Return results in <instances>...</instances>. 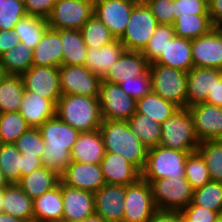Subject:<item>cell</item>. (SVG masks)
I'll use <instances>...</instances> for the list:
<instances>
[{
  "label": "cell",
  "instance_id": "cell-20",
  "mask_svg": "<svg viewBox=\"0 0 222 222\" xmlns=\"http://www.w3.org/2000/svg\"><path fill=\"white\" fill-rule=\"evenodd\" d=\"M222 78V70L193 67L188 72L187 107L206 102L212 95L216 82Z\"/></svg>",
  "mask_w": 222,
  "mask_h": 222
},
{
  "label": "cell",
  "instance_id": "cell-32",
  "mask_svg": "<svg viewBox=\"0 0 222 222\" xmlns=\"http://www.w3.org/2000/svg\"><path fill=\"white\" fill-rule=\"evenodd\" d=\"M63 65L85 66L87 45L80 30H60Z\"/></svg>",
  "mask_w": 222,
  "mask_h": 222
},
{
  "label": "cell",
  "instance_id": "cell-10",
  "mask_svg": "<svg viewBox=\"0 0 222 222\" xmlns=\"http://www.w3.org/2000/svg\"><path fill=\"white\" fill-rule=\"evenodd\" d=\"M123 222H147L157 211L150 183L140 177L125 186Z\"/></svg>",
  "mask_w": 222,
  "mask_h": 222
},
{
  "label": "cell",
  "instance_id": "cell-33",
  "mask_svg": "<svg viewBox=\"0 0 222 222\" xmlns=\"http://www.w3.org/2000/svg\"><path fill=\"white\" fill-rule=\"evenodd\" d=\"M24 91L21 75L6 74L0 82V113L19 111Z\"/></svg>",
  "mask_w": 222,
  "mask_h": 222
},
{
  "label": "cell",
  "instance_id": "cell-37",
  "mask_svg": "<svg viewBox=\"0 0 222 222\" xmlns=\"http://www.w3.org/2000/svg\"><path fill=\"white\" fill-rule=\"evenodd\" d=\"M5 74L22 75L33 65V49L19 43L0 57Z\"/></svg>",
  "mask_w": 222,
  "mask_h": 222
},
{
  "label": "cell",
  "instance_id": "cell-18",
  "mask_svg": "<svg viewBox=\"0 0 222 222\" xmlns=\"http://www.w3.org/2000/svg\"><path fill=\"white\" fill-rule=\"evenodd\" d=\"M62 222H79L95 213L94 193L69 187L61 182Z\"/></svg>",
  "mask_w": 222,
  "mask_h": 222
},
{
  "label": "cell",
  "instance_id": "cell-56",
  "mask_svg": "<svg viewBox=\"0 0 222 222\" xmlns=\"http://www.w3.org/2000/svg\"><path fill=\"white\" fill-rule=\"evenodd\" d=\"M206 102L222 107V78L216 82L212 95H208Z\"/></svg>",
  "mask_w": 222,
  "mask_h": 222
},
{
  "label": "cell",
  "instance_id": "cell-60",
  "mask_svg": "<svg viewBox=\"0 0 222 222\" xmlns=\"http://www.w3.org/2000/svg\"><path fill=\"white\" fill-rule=\"evenodd\" d=\"M3 196H4V188H1L0 189V213L2 212V209H3Z\"/></svg>",
  "mask_w": 222,
  "mask_h": 222
},
{
  "label": "cell",
  "instance_id": "cell-13",
  "mask_svg": "<svg viewBox=\"0 0 222 222\" xmlns=\"http://www.w3.org/2000/svg\"><path fill=\"white\" fill-rule=\"evenodd\" d=\"M21 76L25 91L57 104L62 95L58 67L32 65Z\"/></svg>",
  "mask_w": 222,
  "mask_h": 222
},
{
  "label": "cell",
  "instance_id": "cell-43",
  "mask_svg": "<svg viewBox=\"0 0 222 222\" xmlns=\"http://www.w3.org/2000/svg\"><path fill=\"white\" fill-rule=\"evenodd\" d=\"M184 173L186 180L191 184L193 190L201 188L211 181L205 160L198 151L188 154Z\"/></svg>",
  "mask_w": 222,
  "mask_h": 222
},
{
  "label": "cell",
  "instance_id": "cell-36",
  "mask_svg": "<svg viewBox=\"0 0 222 222\" xmlns=\"http://www.w3.org/2000/svg\"><path fill=\"white\" fill-rule=\"evenodd\" d=\"M49 28L47 19L26 14L14 27L20 43L34 49Z\"/></svg>",
  "mask_w": 222,
  "mask_h": 222
},
{
  "label": "cell",
  "instance_id": "cell-14",
  "mask_svg": "<svg viewBox=\"0 0 222 222\" xmlns=\"http://www.w3.org/2000/svg\"><path fill=\"white\" fill-rule=\"evenodd\" d=\"M136 2L132 0H94L95 15L115 38H120Z\"/></svg>",
  "mask_w": 222,
  "mask_h": 222
},
{
  "label": "cell",
  "instance_id": "cell-62",
  "mask_svg": "<svg viewBox=\"0 0 222 222\" xmlns=\"http://www.w3.org/2000/svg\"><path fill=\"white\" fill-rule=\"evenodd\" d=\"M214 222H222V215H219V217Z\"/></svg>",
  "mask_w": 222,
  "mask_h": 222
},
{
  "label": "cell",
  "instance_id": "cell-6",
  "mask_svg": "<svg viewBox=\"0 0 222 222\" xmlns=\"http://www.w3.org/2000/svg\"><path fill=\"white\" fill-rule=\"evenodd\" d=\"M188 154L161 145L149 148L141 177L145 180L185 177L184 169Z\"/></svg>",
  "mask_w": 222,
  "mask_h": 222
},
{
  "label": "cell",
  "instance_id": "cell-64",
  "mask_svg": "<svg viewBox=\"0 0 222 222\" xmlns=\"http://www.w3.org/2000/svg\"><path fill=\"white\" fill-rule=\"evenodd\" d=\"M5 0H0V8L4 4Z\"/></svg>",
  "mask_w": 222,
  "mask_h": 222
},
{
  "label": "cell",
  "instance_id": "cell-26",
  "mask_svg": "<svg viewBox=\"0 0 222 222\" xmlns=\"http://www.w3.org/2000/svg\"><path fill=\"white\" fill-rule=\"evenodd\" d=\"M105 152L103 139L99 130L80 132L77 141L73 145L71 159L74 162L100 164Z\"/></svg>",
  "mask_w": 222,
  "mask_h": 222
},
{
  "label": "cell",
  "instance_id": "cell-3",
  "mask_svg": "<svg viewBox=\"0 0 222 222\" xmlns=\"http://www.w3.org/2000/svg\"><path fill=\"white\" fill-rule=\"evenodd\" d=\"M56 116L79 132L99 130L103 120L99 99L80 95H61Z\"/></svg>",
  "mask_w": 222,
  "mask_h": 222
},
{
  "label": "cell",
  "instance_id": "cell-42",
  "mask_svg": "<svg viewBox=\"0 0 222 222\" xmlns=\"http://www.w3.org/2000/svg\"><path fill=\"white\" fill-rule=\"evenodd\" d=\"M80 31L87 48L99 49L115 39L110 30L95 15L91 16Z\"/></svg>",
  "mask_w": 222,
  "mask_h": 222
},
{
  "label": "cell",
  "instance_id": "cell-59",
  "mask_svg": "<svg viewBox=\"0 0 222 222\" xmlns=\"http://www.w3.org/2000/svg\"><path fill=\"white\" fill-rule=\"evenodd\" d=\"M9 181L6 179L4 174L0 171V189L6 188L9 185Z\"/></svg>",
  "mask_w": 222,
  "mask_h": 222
},
{
  "label": "cell",
  "instance_id": "cell-28",
  "mask_svg": "<svg viewBox=\"0 0 222 222\" xmlns=\"http://www.w3.org/2000/svg\"><path fill=\"white\" fill-rule=\"evenodd\" d=\"M63 198L61 181L59 184L33 200V220L35 222H62Z\"/></svg>",
  "mask_w": 222,
  "mask_h": 222
},
{
  "label": "cell",
  "instance_id": "cell-63",
  "mask_svg": "<svg viewBox=\"0 0 222 222\" xmlns=\"http://www.w3.org/2000/svg\"><path fill=\"white\" fill-rule=\"evenodd\" d=\"M132 1H134V2H136V3L144 2V0H132Z\"/></svg>",
  "mask_w": 222,
  "mask_h": 222
},
{
  "label": "cell",
  "instance_id": "cell-2",
  "mask_svg": "<svg viewBox=\"0 0 222 222\" xmlns=\"http://www.w3.org/2000/svg\"><path fill=\"white\" fill-rule=\"evenodd\" d=\"M99 131L106 152L123 156L140 171L144 169L148 148L131 131L127 121L103 119Z\"/></svg>",
  "mask_w": 222,
  "mask_h": 222
},
{
  "label": "cell",
  "instance_id": "cell-45",
  "mask_svg": "<svg viewBox=\"0 0 222 222\" xmlns=\"http://www.w3.org/2000/svg\"><path fill=\"white\" fill-rule=\"evenodd\" d=\"M14 144L22 155L42 158L45 142L38 128H29Z\"/></svg>",
  "mask_w": 222,
  "mask_h": 222
},
{
  "label": "cell",
  "instance_id": "cell-44",
  "mask_svg": "<svg viewBox=\"0 0 222 222\" xmlns=\"http://www.w3.org/2000/svg\"><path fill=\"white\" fill-rule=\"evenodd\" d=\"M174 36L173 25L158 24L142 54L150 63L154 62Z\"/></svg>",
  "mask_w": 222,
  "mask_h": 222
},
{
  "label": "cell",
  "instance_id": "cell-23",
  "mask_svg": "<svg viewBox=\"0 0 222 222\" xmlns=\"http://www.w3.org/2000/svg\"><path fill=\"white\" fill-rule=\"evenodd\" d=\"M19 112L30 128H39L48 119L56 116V104L32 92L24 91Z\"/></svg>",
  "mask_w": 222,
  "mask_h": 222
},
{
  "label": "cell",
  "instance_id": "cell-25",
  "mask_svg": "<svg viewBox=\"0 0 222 222\" xmlns=\"http://www.w3.org/2000/svg\"><path fill=\"white\" fill-rule=\"evenodd\" d=\"M34 66L60 68L63 65V50L60 30L48 28L33 49Z\"/></svg>",
  "mask_w": 222,
  "mask_h": 222
},
{
  "label": "cell",
  "instance_id": "cell-58",
  "mask_svg": "<svg viewBox=\"0 0 222 222\" xmlns=\"http://www.w3.org/2000/svg\"><path fill=\"white\" fill-rule=\"evenodd\" d=\"M79 222H106L100 215L94 213L87 218L80 220Z\"/></svg>",
  "mask_w": 222,
  "mask_h": 222
},
{
  "label": "cell",
  "instance_id": "cell-9",
  "mask_svg": "<svg viewBox=\"0 0 222 222\" xmlns=\"http://www.w3.org/2000/svg\"><path fill=\"white\" fill-rule=\"evenodd\" d=\"M94 12V0H57L47 18L55 30H80Z\"/></svg>",
  "mask_w": 222,
  "mask_h": 222
},
{
  "label": "cell",
  "instance_id": "cell-48",
  "mask_svg": "<svg viewBox=\"0 0 222 222\" xmlns=\"http://www.w3.org/2000/svg\"><path fill=\"white\" fill-rule=\"evenodd\" d=\"M158 24L173 25L174 0H144Z\"/></svg>",
  "mask_w": 222,
  "mask_h": 222
},
{
  "label": "cell",
  "instance_id": "cell-54",
  "mask_svg": "<svg viewBox=\"0 0 222 222\" xmlns=\"http://www.w3.org/2000/svg\"><path fill=\"white\" fill-rule=\"evenodd\" d=\"M208 13L215 27L222 26V0H211L208 3Z\"/></svg>",
  "mask_w": 222,
  "mask_h": 222
},
{
  "label": "cell",
  "instance_id": "cell-35",
  "mask_svg": "<svg viewBox=\"0 0 222 222\" xmlns=\"http://www.w3.org/2000/svg\"><path fill=\"white\" fill-rule=\"evenodd\" d=\"M127 123L148 149L158 146L161 140V124L150 119L147 115L135 112Z\"/></svg>",
  "mask_w": 222,
  "mask_h": 222
},
{
  "label": "cell",
  "instance_id": "cell-1",
  "mask_svg": "<svg viewBox=\"0 0 222 222\" xmlns=\"http://www.w3.org/2000/svg\"><path fill=\"white\" fill-rule=\"evenodd\" d=\"M45 142L43 166L61 176L71 164V151L80 132L57 116L48 119L39 128Z\"/></svg>",
  "mask_w": 222,
  "mask_h": 222
},
{
  "label": "cell",
  "instance_id": "cell-4",
  "mask_svg": "<svg viewBox=\"0 0 222 222\" xmlns=\"http://www.w3.org/2000/svg\"><path fill=\"white\" fill-rule=\"evenodd\" d=\"M161 140L159 145L192 153L200 144L193 126L188 108H180L161 124Z\"/></svg>",
  "mask_w": 222,
  "mask_h": 222
},
{
  "label": "cell",
  "instance_id": "cell-24",
  "mask_svg": "<svg viewBox=\"0 0 222 222\" xmlns=\"http://www.w3.org/2000/svg\"><path fill=\"white\" fill-rule=\"evenodd\" d=\"M125 50L118 38L99 49L87 48L85 67L93 74L103 78Z\"/></svg>",
  "mask_w": 222,
  "mask_h": 222
},
{
  "label": "cell",
  "instance_id": "cell-50",
  "mask_svg": "<svg viewBox=\"0 0 222 222\" xmlns=\"http://www.w3.org/2000/svg\"><path fill=\"white\" fill-rule=\"evenodd\" d=\"M180 212L186 222H214L219 217L217 212L194 205L192 202Z\"/></svg>",
  "mask_w": 222,
  "mask_h": 222
},
{
  "label": "cell",
  "instance_id": "cell-52",
  "mask_svg": "<svg viewBox=\"0 0 222 222\" xmlns=\"http://www.w3.org/2000/svg\"><path fill=\"white\" fill-rule=\"evenodd\" d=\"M20 43V38L14 30L0 28V57Z\"/></svg>",
  "mask_w": 222,
  "mask_h": 222
},
{
  "label": "cell",
  "instance_id": "cell-16",
  "mask_svg": "<svg viewBox=\"0 0 222 222\" xmlns=\"http://www.w3.org/2000/svg\"><path fill=\"white\" fill-rule=\"evenodd\" d=\"M187 108L200 142L222 139V107L204 102Z\"/></svg>",
  "mask_w": 222,
  "mask_h": 222
},
{
  "label": "cell",
  "instance_id": "cell-21",
  "mask_svg": "<svg viewBox=\"0 0 222 222\" xmlns=\"http://www.w3.org/2000/svg\"><path fill=\"white\" fill-rule=\"evenodd\" d=\"M149 66L150 62L142 52L125 50L102 78V81L119 84L124 80L145 74L149 70Z\"/></svg>",
  "mask_w": 222,
  "mask_h": 222
},
{
  "label": "cell",
  "instance_id": "cell-53",
  "mask_svg": "<svg viewBox=\"0 0 222 222\" xmlns=\"http://www.w3.org/2000/svg\"><path fill=\"white\" fill-rule=\"evenodd\" d=\"M182 219L180 211L157 210L147 222H181Z\"/></svg>",
  "mask_w": 222,
  "mask_h": 222
},
{
  "label": "cell",
  "instance_id": "cell-19",
  "mask_svg": "<svg viewBox=\"0 0 222 222\" xmlns=\"http://www.w3.org/2000/svg\"><path fill=\"white\" fill-rule=\"evenodd\" d=\"M95 213L106 222H123L125 186L105 184L94 193Z\"/></svg>",
  "mask_w": 222,
  "mask_h": 222
},
{
  "label": "cell",
  "instance_id": "cell-51",
  "mask_svg": "<svg viewBox=\"0 0 222 222\" xmlns=\"http://www.w3.org/2000/svg\"><path fill=\"white\" fill-rule=\"evenodd\" d=\"M26 14L47 19L57 0H23Z\"/></svg>",
  "mask_w": 222,
  "mask_h": 222
},
{
  "label": "cell",
  "instance_id": "cell-46",
  "mask_svg": "<svg viewBox=\"0 0 222 222\" xmlns=\"http://www.w3.org/2000/svg\"><path fill=\"white\" fill-rule=\"evenodd\" d=\"M25 15L23 0H5L0 8V28L14 30L16 24Z\"/></svg>",
  "mask_w": 222,
  "mask_h": 222
},
{
  "label": "cell",
  "instance_id": "cell-11",
  "mask_svg": "<svg viewBox=\"0 0 222 222\" xmlns=\"http://www.w3.org/2000/svg\"><path fill=\"white\" fill-rule=\"evenodd\" d=\"M62 95H80L99 98L102 78L85 66L62 65L59 68Z\"/></svg>",
  "mask_w": 222,
  "mask_h": 222
},
{
  "label": "cell",
  "instance_id": "cell-17",
  "mask_svg": "<svg viewBox=\"0 0 222 222\" xmlns=\"http://www.w3.org/2000/svg\"><path fill=\"white\" fill-rule=\"evenodd\" d=\"M61 182L69 187L95 193L106 182L100 164L72 161L60 176Z\"/></svg>",
  "mask_w": 222,
  "mask_h": 222
},
{
  "label": "cell",
  "instance_id": "cell-49",
  "mask_svg": "<svg viewBox=\"0 0 222 222\" xmlns=\"http://www.w3.org/2000/svg\"><path fill=\"white\" fill-rule=\"evenodd\" d=\"M174 20L179 16L209 15L208 3L204 0H174Z\"/></svg>",
  "mask_w": 222,
  "mask_h": 222
},
{
  "label": "cell",
  "instance_id": "cell-34",
  "mask_svg": "<svg viewBox=\"0 0 222 222\" xmlns=\"http://www.w3.org/2000/svg\"><path fill=\"white\" fill-rule=\"evenodd\" d=\"M175 36L184 39H195L209 33L215 26L209 15L179 16L173 23Z\"/></svg>",
  "mask_w": 222,
  "mask_h": 222
},
{
  "label": "cell",
  "instance_id": "cell-40",
  "mask_svg": "<svg viewBox=\"0 0 222 222\" xmlns=\"http://www.w3.org/2000/svg\"><path fill=\"white\" fill-rule=\"evenodd\" d=\"M29 128L19 111L0 113V139L2 144H14Z\"/></svg>",
  "mask_w": 222,
  "mask_h": 222
},
{
  "label": "cell",
  "instance_id": "cell-57",
  "mask_svg": "<svg viewBox=\"0 0 222 222\" xmlns=\"http://www.w3.org/2000/svg\"><path fill=\"white\" fill-rule=\"evenodd\" d=\"M0 222H23V221L17 217L10 215V214L1 212L0 213Z\"/></svg>",
  "mask_w": 222,
  "mask_h": 222
},
{
  "label": "cell",
  "instance_id": "cell-5",
  "mask_svg": "<svg viewBox=\"0 0 222 222\" xmlns=\"http://www.w3.org/2000/svg\"><path fill=\"white\" fill-rule=\"evenodd\" d=\"M152 92L179 108L187 107L188 73L161 64H150Z\"/></svg>",
  "mask_w": 222,
  "mask_h": 222
},
{
  "label": "cell",
  "instance_id": "cell-30",
  "mask_svg": "<svg viewBox=\"0 0 222 222\" xmlns=\"http://www.w3.org/2000/svg\"><path fill=\"white\" fill-rule=\"evenodd\" d=\"M60 181V176L56 172L42 166L30 174L21 177L17 184L34 200L56 187Z\"/></svg>",
  "mask_w": 222,
  "mask_h": 222
},
{
  "label": "cell",
  "instance_id": "cell-39",
  "mask_svg": "<svg viewBox=\"0 0 222 222\" xmlns=\"http://www.w3.org/2000/svg\"><path fill=\"white\" fill-rule=\"evenodd\" d=\"M22 154L15 144L0 145V171L10 184L18 183L21 179Z\"/></svg>",
  "mask_w": 222,
  "mask_h": 222
},
{
  "label": "cell",
  "instance_id": "cell-55",
  "mask_svg": "<svg viewBox=\"0 0 222 222\" xmlns=\"http://www.w3.org/2000/svg\"><path fill=\"white\" fill-rule=\"evenodd\" d=\"M43 166L41 158L22 155L21 177Z\"/></svg>",
  "mask_w": 222,
  "mask_h": 222
},
{
  "label": "cell",
  "instance_id": "cell-12",
  "mask_svg": "<svg viewBox=\"0 0 222 222\" xmlns=\"http://www.w3.org/2000/svg\"><path fill=\"white\" fill-rule=\"evenodd\" d=\"M98 99L102 119L127 121L135 113L136 101L116 83L101 81Z\"/></svg>",
  "mask_w": 222,
  "mask_h": 222
},
{
  "label": "cell",
  "instance_id": "cell-7",
  "mask_svg": "<svg viewBox=\"0 0 222 222\" xmlns=\"http://www.w3.org/2000/svg\"><path fill=\"white\" fill-rule=\"evenodd\" d=\"M150 183L157 210L181 211L193 198V189L185 177L146 180Z\"/></svg>",
  "mask_w": 222,
  "mask_h": 222
},
{
  "label": "cell",
  "instance_id": "cell-47",
  "mask_svg": "<svg viewBox=\"0 0 222 222\" xmlns=\"http://www.w3.org/2000/svg\"><path fill=\"white\" fill-rule=\"evenodd\" d=\"M118 85L127 95L137 101L152 91V78L148 70L145 74L124 80Z\"/></svg>",
  "mask_w": 222,
  "mask_h": 222
},
{
  "label": "cell",
  "instance_id": "cell-8",
  "mask_svg": "<svg viewBox=\"0 0 222 222\" xmlns=\"http://www.w3.org/2000/svg\"><path fill=\"white\" fill-rule=\"evenodd\" d=\"M158 23L145 2L132 9L124 34L119 38L126 50L142 52L156 30Z\"/></svg>",
  "mask_w": 222,
  "mask_h": 222
},
{
  "label": "cell",
  "instance_id": "cell-15",
  "mask_svg": "<svg viewBox=\"0 0 222 222\" xmlns=\"http://www.w3.org/2000/svg\"><path fill=\"white\" fill-rule=\"evenodd\" d=\"M194 67L222 70V28L214 27L209 33L191 40Z\"/></svg>",
  "mask_w": 222,
  "mask_h": 222
},
{
  "label": "cell",
  "instance_id": "cell-41",
  "mask_svg": "<svg viewBox=\"0 0 222 222\" xmlns=\"http://www.w3.org/2000/svg\"><path fill=\"white\" fill-rule=\"evenodd\" d=\"M192 203L222 215V183L210 181L194 190Z\"/></svg>",
  "mask_w": 222,
  "mask_h": 222
},
{
  "label": "cell",
  "instance_id": "cell-61",
  "mask_svg": "<svg viewBox=\"0 0 222 222\" xmlns=\"http://www.w3.org/2000/svg\"><path fill=\"white\" fill-rule=\"evenodd\" d=\"M5 75H6V74H5V72H4V70H3L2 66H1V63H0V82H1L2 78H3Z\"/></svg>",
  "mask_w": 222,
  "mask_h": 222
},
{
  "label": "cell",
  "instance_id": "cell-22",
  "mask_svg": "<svg viewBox=\"0 0 222 222\" xmlns=\"http://www.w3.org/2000/svg\"><path fill=\"white\" fill-rule=\"evenodd\" d=\"M106 184L127 186L141 177V171L123 156L105 152L100 162Z\"/></svg>",
  "mask_w": 222,
  "mask_h": 222
},
{
  "label": "cell",
  "instance_id": "cell-31",
  "mask_svg": "<svg viewBox=\"0 0 222 222\" xmlns=\"http://www.w3.org/2000/svg\"><path fill=\"white\" fill-rule=\"evenodd\" d=\"M179 109L177 105L164 100L152 91L137 100L135 106V112L147 115L159 124L165 122Z\"/></svg>",
  "mask_w": 222,
  "mask_h": 222
},
{
  "label": "cell",
  "instance_id": "cell-29",
  "mask_svg": "<svg viewBox=\"0 0 222 222\" xmlns=\"http://www.w3.org/2000/svg\"><path fill=\"white\" fill-rule=\"evenodd\" d=\"M2 212L10 214L22 221L33 220V199H31L17 183L4 188Z\"/></svg>",
  "mask_w": 222,
  "mask_h": 222
},
{
  "label": "cell",
  "instance_id": "cell-38",
  "mask_svg": "<svg viewBox=\"0 0 222 222\" xmlns=\"http://www.w3.org/2000/svg\"><path fill=\"white\" fill-rule=\"evenodd\" d=\"M197 151L205 160L211 181L222 183V139L202 141Z\"/></svg>",
  "mask_w": 222,
  "mask_h": 222
},
{
  "label": "cell",
  "instance_id": "cell-27",
  "mask_svg": "<svg viewBox=\"0 0 222 222\" xmlns=\"http://www.w3.org/2000/svg\"><path fill=\"white\" fill-rule=\"evenodd\" d=\"M150 64H161L189 72L194 67L191 54V40L174 36L161 55Z\"/></svg>",
  "mask_w": 222,
  "mask_h": 222
}]
</instances>
